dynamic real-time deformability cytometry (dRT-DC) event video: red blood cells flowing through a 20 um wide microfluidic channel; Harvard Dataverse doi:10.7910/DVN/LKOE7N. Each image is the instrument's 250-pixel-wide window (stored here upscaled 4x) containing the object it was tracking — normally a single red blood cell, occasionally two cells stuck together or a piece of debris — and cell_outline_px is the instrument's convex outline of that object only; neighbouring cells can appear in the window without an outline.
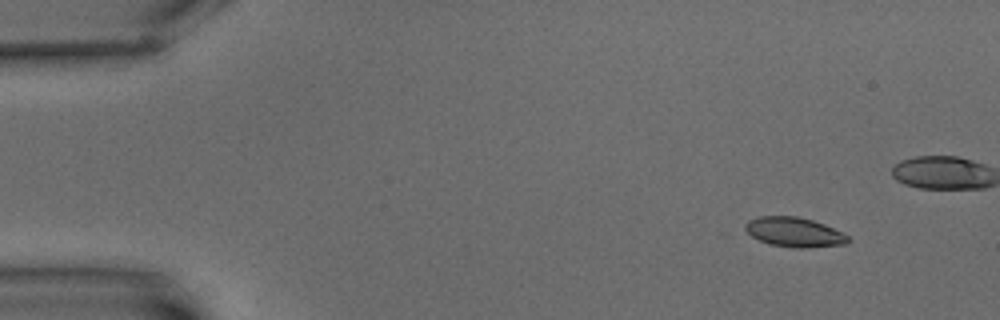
{"species": "common noctule bat (a hibernating species)", "species_latin": "Nyctalus noctula", "temperature_condition": "warm", "stored_images_in_passage": 7, "segment_of_instrument_passage": [1, 2], "camera_frame_rate_fps": 3000, "um_per_image_px": 0.085, "animal": {"sex": "male", "body_mass_g": 15.6}, "frame": {"image": 1, "passage_image": 1, "time_ms": 0.0, "image_size_px": [1000, 320], "cell_outline_px": [[852, 240], [844, 244], [808, 248], [792, 248], [768, 244], [752, 236], [744, 228], [744, 224], [748, 220], [760, 216], [796, 216], [812, 220], [824, 224], [844, 232]], "centroid_in_image_um": [67.53, 19.74], "position_along_channel_um": 17.5, "area_um2": 17.92}}
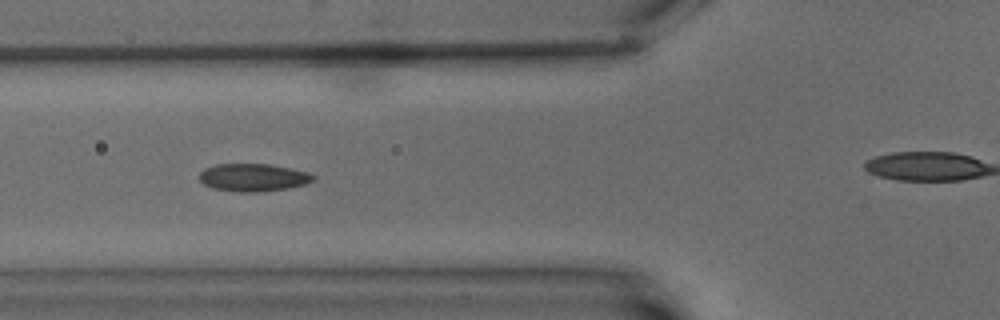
{"frame": {"image": 2, "passage_image": 6, "time_ms": 6.0, "image_size_px": [1000, 320], "cell_outline_px": [[316, 176], [312, 180], [304, 184], [288, 188], [260, 192], [240, 192], [212, 188], [204, 184], [200, 180], [200, 172], [204, 168], [216, 164], [268, 164], [308, 172]], "centroid_in_image_um": [21.49, 15.08], "position_along_channel_um": 104.3, "area_um2": 18.26}}